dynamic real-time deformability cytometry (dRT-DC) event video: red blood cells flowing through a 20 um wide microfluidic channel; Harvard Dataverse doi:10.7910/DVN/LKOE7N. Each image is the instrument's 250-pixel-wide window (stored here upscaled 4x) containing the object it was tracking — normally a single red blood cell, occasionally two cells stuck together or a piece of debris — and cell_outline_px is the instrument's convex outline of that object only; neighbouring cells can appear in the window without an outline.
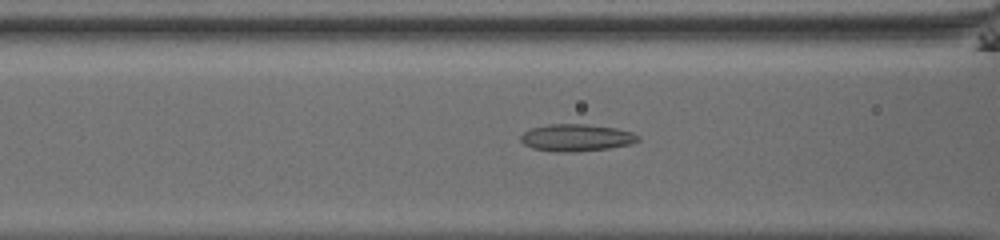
{"species": "common noctule bat (a hibernating species)", "species_latin": "Nyctalus noctula", "temperature_condition": "room temperature", "stored_images_in_passage": 54, "camera_frame_rate_fps": 3000, "um_per_image_px": 0.085, "animal": {"sex": "male", "body_mass_g": 13.0, "forearm_length_mm": 53.1}, "frame": {"image": 1, "passage_image": 24, "time_ms": 7.667, "image_size_px": [1000, 240], "cell_outline_px": [[640, 140], [632, 144], [608, 148], [572, 152], [560, 152], [532, 148], [524, 144], [520, 140], [520, 136], [524, 132], [532, 128], [548, 124], [588, 124], [616, 128], [632, 132], [640, 136]], "centroid_in_image_um": [49.01, 11.7], "position_along_channel_um": 117.6, "area_um2": 18.55}}
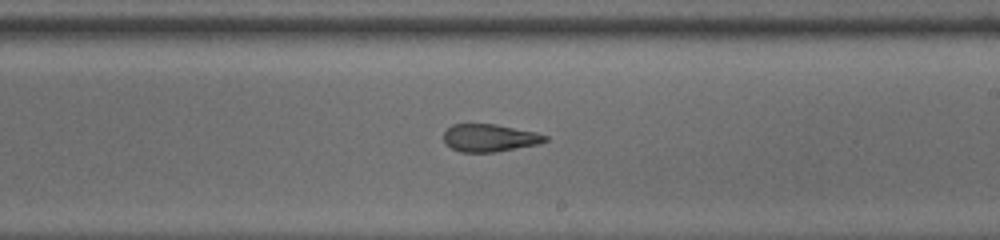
{"frame": {"image": 2, "passage_image": 34, "time_ms": 11.0, "image_size_px": [1000, 240], "cell_outline_px": [[548, 140], [536, 144], [496, 152], [460, 152], [452, 148], [444, 140], [444, 132], [452, 124], [496, 124], [536, 132], [548, 136]], "centroid_in_image_um": [41.62, 11.71], "position_along_channel_um": 247.4, "area_um2": 16.18}}
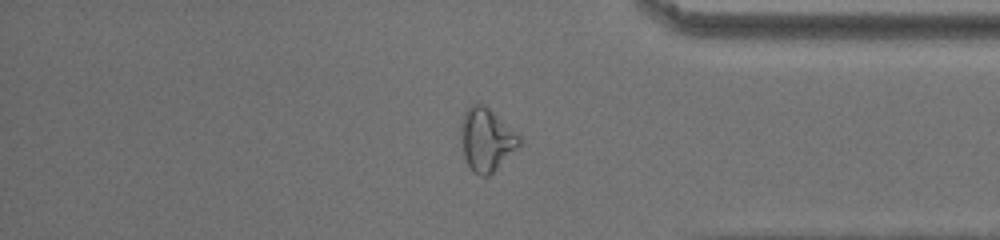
{"frame": {"image": 3, "passage_image": 46, "time_ms": 15.0, "image_size_px": [1000, 240], "cell_outline_px": [[520, 144], [488, 176], [480, 176], [472, 172], [464, 156], [460, 136], [460, 124], [464, 112], [472, 104], [484, 104], [520, 136]], "centroid_in_image_um": [41.3, 11.86], "position_along_channel_um": 393.9, "area_um2": 21.04}, "authors_computed_cell_mechanics": {"area_um2": 19.5942, "velocity_mm_per_s": 3.8747, "shape_relaxation_time_tau1_ms": 7.7668, "shape_relaxation_time_tau2_ms": 1.7246, "deformation_change_tau1": 0.1948, "deformation_change_tau2": 0.0874}}